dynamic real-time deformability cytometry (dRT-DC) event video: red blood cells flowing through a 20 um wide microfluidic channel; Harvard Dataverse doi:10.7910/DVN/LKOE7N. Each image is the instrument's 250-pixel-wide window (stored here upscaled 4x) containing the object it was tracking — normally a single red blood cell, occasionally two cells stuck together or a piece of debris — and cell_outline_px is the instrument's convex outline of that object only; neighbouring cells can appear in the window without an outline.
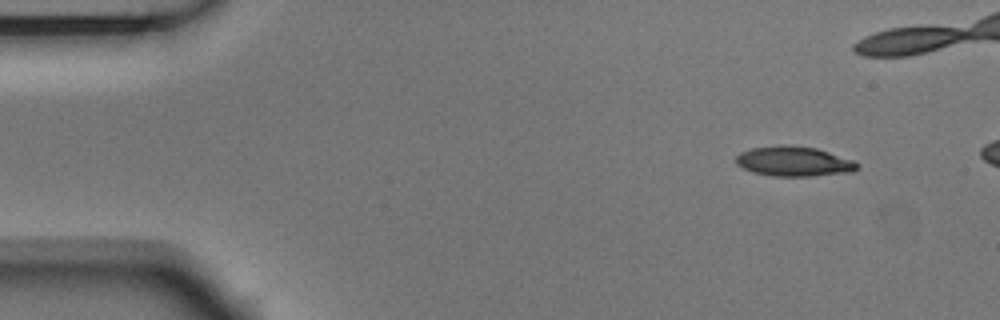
{"species": "Egyptian fruit bat (a non-hibernating species)", "species_latin": "Rousettus aegyptiacus", "temperature_condition": "room temperature", "stored_images_in_passage": 4, "camera_frame_rate_fps": 3000, "um_per_image_px": 0.085, "animal": {"sex": "male"}, "frame": {"image": 1, "passage_image": 1, "time_ms": 0.0, "image_size_px": [1000, 320], "cell_outline_px": [[860, 168], [852, 172], [812, 176], [772, 176], [752, 172], [736, 164], [736, 156], [740, 152], [752, 148], [780, 144], [784, 144], [816, 148], [852, 160], [860, 164]], "centroid_in_image_um": [67.48, 13.72], "position_along_channel_um": 17.5, "area_um2": 21.21}}